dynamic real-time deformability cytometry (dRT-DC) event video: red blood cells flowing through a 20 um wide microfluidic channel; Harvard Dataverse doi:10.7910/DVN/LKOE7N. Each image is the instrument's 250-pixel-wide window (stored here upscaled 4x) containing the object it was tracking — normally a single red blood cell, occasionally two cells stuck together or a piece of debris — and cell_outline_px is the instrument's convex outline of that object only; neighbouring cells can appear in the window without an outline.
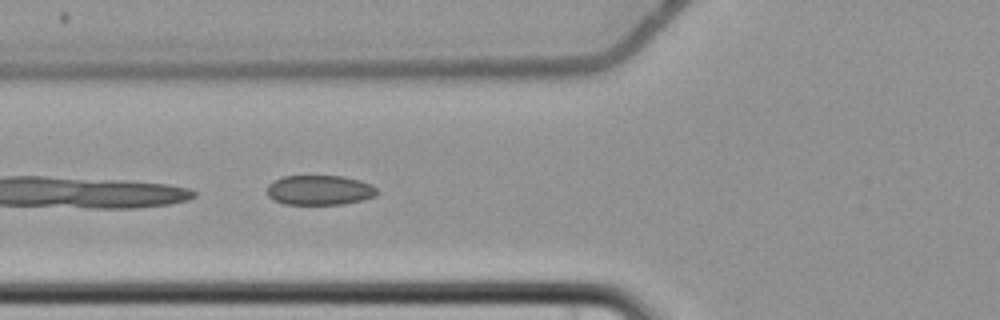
{"species": "common noctule bat (a hibernating species)", "species_latin": "Nyctalus noctula", "temperature_condition": "cold", "stored_images_in_passage": 4, "camera_frame_rate_fps": 3000, "um_per_image_px": 0.085, "animal": {"sex": "female", "body_mass_g": 22.7, "forearm_length_mm": 54.2}, "frame": {"image": 1, "passage_image": 4, "time_ms": 3.667, "image_size_px": [1000, 320], "cell_outline_px": [[380, 192], [376, 196], [364, 200], [344, 204], [284, 204], [272, 200], [268, 196], [268, 184], [284, 176], [340, 176], [360, 180], [372, 184]], "centroid_in_image_um": [27.21, 16.17], "position_along_channel_um": 98.6, "area_um2": 19.25}}